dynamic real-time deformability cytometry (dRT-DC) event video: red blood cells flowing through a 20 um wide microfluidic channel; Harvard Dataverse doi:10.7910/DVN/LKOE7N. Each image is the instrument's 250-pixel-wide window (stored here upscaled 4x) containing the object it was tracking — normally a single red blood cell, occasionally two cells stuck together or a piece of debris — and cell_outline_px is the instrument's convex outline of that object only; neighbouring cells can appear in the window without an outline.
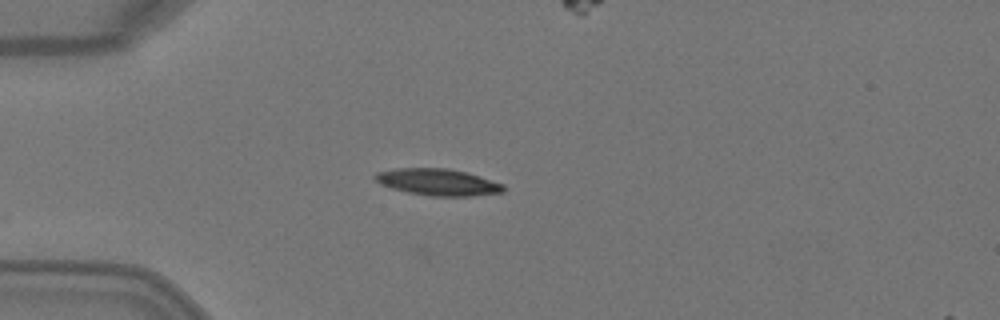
{"species": "Egyptian fruit bat (a non-hibernating species)", "species_latin": "Rousettus aegyptiacus", "temperature_condition": "warm", "stored_images_in_passage": 2, "camera_frame_rate_fps": 3000, "um_per_image_px": 0.085, "animal": {"sex": "female"}, "frame": {"image": 1, "passage_image": 2, "time_ms": 0.333, "image_size_px": [1000, 320], "cell_outline_px": [[504, 192], [472, 196], [428, 196], [408, 192], [392, 188], [380, 184], [372, 176], [376, 172], [396, 168], [448, 168], [468, 172], [504, 184]], "centroid_in_image_um": [37.22, 15.47], "position_along_channel_um": 47.8, "area_um2": 20.11}}